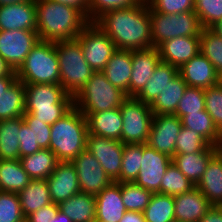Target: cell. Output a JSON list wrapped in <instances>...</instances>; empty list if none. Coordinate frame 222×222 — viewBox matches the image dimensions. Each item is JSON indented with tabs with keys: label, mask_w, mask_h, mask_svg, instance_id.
<instances>
[{
	"label": "cell",
	"mask_w": 222,
	"mask_h": 222,
	"mask_svg": "<svg viewBox=\"0 0 222 222\" xmlns=\"http://www.w3.org/2000/svg\"><path fill=\"white\" fill-rule=\"evenodd\" d=\"M17 80V76L0 77V95L6 93V90Z\"/></svg>",
	"instance_id": "obj_54"
},
{
	"label": "cell",
	"mask_w": 222,
	"mask_h": 222,
	"mask_svg": "<svg viewBox=\"0 0 222 222\" xmlns=\"http://www.w3.org/2000/svg\"><path fill=\"white\" fill-rule=\"evenodd\" d=\"M199 222H222V208L213 206Z\"/></svg>",
	"instance_id": "obj_51"
},
{
	"label": "cell",
	"mask_w": 222,
	"mask_h": 222,
	"mask_svg": "<svg viewBox=\"0 0 222 222\" xmlns=\"http://www.w3.org/2000/svg\"><path fill=\"white\" fill-rule=\"evenodd\" d=\"M19 160L32 180H46L59 162L49 149H40L32 155L20 157Z\"/></svg>",
	"instance_id": "obj_30"
},
{
	"label": "cell",
	"mask_w": 222,
	"mask_h": 222,
	"mask_svg": "<svg viewBox=\"0 0 222 222\" xmlns=\"http://www.w3.org/2000/svg\"><path fill=\"white\" fill-rule=\"evenodd\" d=\"M16 76V72L8 65V63L0 56V77Z\"/></svg>",
	"instance_id": "obj_55"
},
{
	"label": "cell",
	"mask_w": 222,
	"mask_h": 222,
	"mask_svg": "<svg viewBox=\"0 0 222 222\" xmlns=\"http://www.w3.org/2000/svg\"><path fill=\"white\" fill-rule=\"evenodd\" d=\"M119 222H146L143 212L126 211Z\"/></svg>",
	"instance_id": "obj_53"
},
{
	"label": "cell",
	"mask_w": 222,
	"mask_h": 222,
	"mask_svg": "<svg viewBox=\"0 0 222 222\" xmlns=\"http://www.w3.org/2000/svg\"><path fill=\"white\" fill-rule=\"evenodd\" d=\"M107 80L129 97L132 74V50L117 49L101 71Z\"/></svg>",
	"instance_id": "obj_23"
},
{
	"label": "cell",
	"mask_w": 222,
	"mask_h": 222,
	"mask_svg": "<svg viewBox=\"0 0 222 222\" xmlns=\"http://www.w3.org/2000/svg\"><path fill=\"white\" fill-rule=\"evenodd\" d=\"M179 74L189 87L207 89L219 83V74L201 52L179 67Z\"/></svg>",
	"instance_id": "obj_19"
},
{
	"label": "cell",
	"mask_w": 222,
	"mask_h": 222,
	"mask_svg": "<svg viewBox=\"0 0 222 222\" xmlns=\"http://www.w3.org/2000/svg\"><path fill=\"white\" fill-rule=\"evenodd\" d=\"M19 133L20 157L32 155L42 149L38 143H34L33 130L25 122L21 125Z\"/></svg>",
	"instance_id": "obj_49"
},
{
	"label": "cell",
	"mask_w": 222,
	"mask_h": 222,
	"mask_svg": "<svg viewBox=\"0 0 222 222\" xmlns=\"http://www.w3.org/2000/svg\"><path fill=\"white\" fill-rule=\"evenodd\" d=\"M209 145L199 133L182 126L175 143V155L201 152Z\"/></svg>",
	"instance_id": "obj_42"
},
{
	"label": "cell",
	"mask_w": 222,
	"mask_h": 222,
	"mask_svg": "<svg viewBox=\"0 0 222 222\" xmlns=\"http://www.w3.org/2000/svg\"><path fill=\"white\" fill-rule=\"evenodd\" d=\"M149 7L163 14L194 11L195 0H146Z\"/></svg>",
	"instance_id": "obj_47"
},
{
	"label": "cell",
	"mask_w": 222,
	"mask_h": 222,
	"mask_svg": "<svg viewBox=\"0 0 222 222\" xmlns=\"http://www.w3.org/2000/svg\"><path fill=\"white\" fill-rule=\"evenodd\" d=\"M143 144H124L120 177L115 181L134 182L141 168Z\"/></svg>",
	"instance_id": "obj_37"
},
{
	"label": "cell",
	"mask_w": 222,
	"mask_h": 222,
	"mask_svg": "<svg viewBox=\"0 0 222 222\" xmlns=\"http://www.w3.org/2000/svg\"><path fill=\"white\" fill-rule=\"evenodd\" d=\"M36 31L39 39L59 42L75 39L90 23L78 8L50 0H35Z\"/></svg>",
	"instance_id": "obj_2"
},
{
	"label": "cell",
	"mask_w": 222,
	"mask_h": 222,
	"mask_svg": "<svg viewBox=\"0 0 222 222\" xmlns=\"http://www.w3.org/2000/svg\"><path fill=\"white\" fill-rule=\"evenodd\" d=\"M180 119L183 127L199 133L209 144L222 148V133L206 110L188 113Z\"/></svg>",
	"instance_id": "obj_31"
},
{
	"label": "cell",
	"mask_w": 222,
	"mask_h": 222,
	"mask_svg": "<svg viewBox=\"0 0 222 222\" xmlns=\"http://www.w3.org/2000/svg\"><path fill=\"white\" fill-rule=\"evenodd\" d=\"M48 222H72V220L67 215L58 210L56 216Z\"/></svg>",
	"instance_id": "obj_56"
},
{
	"label": "cell",
	"mask_w": 222,
	"mask_h": 222,
	"mask_svg": "<svg viewBox=\"0 0 222 222\" xmlns=\"http://www.w3.org/2000/svg\"><path fill=\"white\" fill-rule=\"evenodd\" d=\"M144 0H89L88 19L94 22L103 13L119 8L138 5Z\"/></svg>",
	"instance_id": "obj_46"
},
{
	"label": "cell",
	"mask_w": 222,
	"mask_h": 222,
	"mask_svg": "<svg viewBox=\"0 0 222 222\" xmlns=\"http://www.w3.org/2000/svg\"><path fill=\"white\" fill-rule=\"evenodd\" d=\"M203 110H205V89L187 86L174 115L181 118L188 113Z\"/></svg>",
	"instance_id": "obj_41"
},
{
	"label": "cell",
	"mask_w": 222,
	"mask_h": 222,
	"mask_svg": "<svg viewBox=\"0 0 222 222\" xmlns=\"http://www.w3.org/2000/svg\"><path fill=\"white\" fill-rule=\"evenodd\" d=\"M74 107L73 96L60 84H25V113L49 125Z\"/></svg>",
	"instance_id": "obj_4"
},
{
	"label": "cell",
	"mask_w": 222,
	"mask_h": 222,
	"mask_svg": "<svg viewBox=\"0 0 222 222\" xmlns=\"http://www.w3.org/2000/svg\"><path fill=\"white\" fill-rule=\"evenodd\" d=\"M25 114V84L16 80L0 95V121L19 118Z\"/></svg>",
	"instance_id": "obj_35"
},
{
	"label": "cell",
	"mask_w": 222,
	"mask_h": 222,
	"mask_svg": "<svg viewBox=\"0 0 222 222\" xmlns=\"http://www.w3.org/2000/svg\"><path fill=\"white\" fill-rule=\"evenodd\" d=\"M35 0L0 6V31L36 30Z\"/></svg>",
	"instance_id": "obj_18"
},
{
	"label": "cell",
	"mask_w": 222,
	"mask_h": 222,
	"mask_svg": "<svg viewBox=\"0 0 222 222\" xmlns=\"http://www.w3.org/2000/svg\"><path fill=\"white\" fill-rule=\"evenodd\" d=\"M126 98V93L113 86L101 71H96L73 100L74 106L87 118L92 113L119 108Z\"/></svg>",
	"instance_id": "obj_5"
},
{
	"label": "cell",
	"mask_w": 222,
	"mask_h": 222,
	"mask_svg": "<svg viewBox=\"0 0 222 222\" xmlns=\"http://www.w3.org/2000/svg\"><path fill=\"white\" fill-rule=\"evenodd\" d=\"M175 222H199L213 207L195 186L186 193L174 196Z\"/></svg>",
	"instance_id": "obj_20"
},
{
	"label": "cell",
	"mask_w": 222,
	"mask_h": 222,
	"mask_svg": "<svg viewBox=\"0 0 222 222\" xmlns=\"http://www.w3.org/2000/svg\"><path fill=\"white\" fill-rule=\"evenodd\" d=\"M87 135V119L74 106L51 125L49 150L59 162H71L86 149Z\"/></svg>",
	"instance_id": "obj_3"
},
{
	"label": "cell",
	"mask_w": 222,
	"mask_h": 222,
	"mask_svg": "<svg viewBox=\"0 0 222 222\" xmlns=\"http://www.w3.org/2000/svg\"><path fill=\"white\" fill-rule=\"evenodd\" d=\"M186 88L187 84L178 73L150 105L153 114H174Z\"/></svg>",
	"instance_id": "obj_33"
},
{
	"label": "cell",
	"mask_w": 222,
	"mask_h": 222,
	"mask_svg": "<svg viewBox=\"0 0 222 222\" xmlns=\"http://www.w3.org/2000/svg\"><path fill=\"white\" fill-rule=\"evenodd\" d=\"M219 83L222 85V73L219 74Z\"/></svg>",
	"instance_id": "obj_59"
},
{
	"label": "cell",
	"mask_w": 222,
	"mask_h": 222,
	"mask_svg": "<svg viewBox=\"0 0 222 222\" xmlns=\"http://www.w3.org/2000/svg\"><path fill=\"white\" fill-rule=\"evenodd\" d=\"M152 47L175 37H200L203 27L194 11L163 14L150 8Z\"/></svg>",
	"instance_id": "obj_8"
},
{
	"label": "cell",
	"mask_w": 222,
	"mask_h": 222,
	"mask_svg": "<svg viewBox=\"0 0 222 222\" xmlns=\"http://www.w3.org/2000/svg\"><path fill=\"white\" fill-rule=\"evenodd\" d=\"M205 110L222 133V85L220 83L205 89Z\"/></svg>",
	"instance_id": "obj_45"
},
{
	"label": "cell",
	"mask_w": 222,
	"mask_h": 222,
	"mask_svg": "<svg viewBox=\"0 0 222 222\" xmlns=\"http://www.w3.org/2000/svg\"><path fill=\"white\" fill-rule=\"evenodd\" d=\"M158 48L132 50V74L129 85V97H136L151 79L156 65L160 61Z\"/></svg>",
	"instance_id": "obj_17"
},
{
	"label": "cell",
	"mask_w": 222,
	"mask_h": 222,
	"mask_svg": "<svg viewBox=\"0 0 222 222\" xmlns=\"http://www.w3.org/2000/svg\"><path fill=\"white\" fill-rule=\"evenodd\" d=\"M194 187L195 185L171 162L161 180V194L176 196Z\"/></svg>",
	"instance_id": "obj_39"
},
{
	"label": "cell",
	"mask_w": 222,
	"mask_h": 222,
	"mask_svg": "<svg viewBox=\"0 0 222 222\" xmlns=\"http://www.w3.org/2000/svg\"><path fill=\"white\" fill-rule=\"evenodd\" d=\"M117 49L152 48L150 7L146 0L127 8L109 10L95 21Z\"/></svg>",
	"instance_id": "obj_1"
},
{
	"label": "cell",
	"mask_w": 222,
	"mask_h": 222,
	"mask_svg": "<svg viewBox=\"0 0 222 222\" xmlns=\"http://www.w3.org/2000/svg\"><path fill=\"white\" fill-rule=\"evenodd\" d=\"M52 203L60 204L69 197L80 193L78 176L72 162H58L46 179Z\"/></svg>",
	"instance_id": "obj_16"
},
{
	"label": "cell",
	"mask_w": 222,
	"mask_h": 222,
	"mask_svg": "<svg viewBox=\"0 0 222 222\" xmlns=\"http://www.w3.org/2000/svg\"><path fill=\"white\" fill-rule=\"evenodd\" d=\"M16 76L24 84H60L55 43L39 40L16 71Z\"/></svg>",
	"instance_id": "obj_6"
},
{
	"label": "cell",
	"mask_w": 222,
	"mask_h": 222,
	"mask_svg": "<svg viewBox=\"0 0 222 222\" xmlns=\"http://www.w3.org/2000/svg\"><path fill=\"white\" fill-rule=\"evenodd\" d=\"M172 158L143 144L141 168L134 183L153 193H161V180Z\"/></svg>",
	"instance_id": "obj_14"
},
{
	"label": "cell",
	"mask_w": 222,
	"mask_h": 222,
	"mask_svg": "<svg viewBox=\"0 0 222 222\" xmlns=\"http://www.w3.org/2000/svg\"><path fill=\"white\" fill-rule=\"evenodd\" d=\"M196 187L213 206L222 203V148L210 159Z\"/></svg>",
	"instance_id": "obj_25"
},
{
	"label": "cell",
	"mask_w": 222,
	"mask_h": 222,
	"mask_svg": "<svg viewBox=\"0 0 222 222\" xmlns=\"http://www.w3.org/2000/svg\"><path fill=\"white\" fill-rule=\"evenodd\" d=\"M194 12L204 29L222 20V0H195Z\"/></svg>",
	"instance_id": "obj_43"
},
{
	"label": "cell",
	"mask_w": 222,
	"mask_h": 222,
	"mask_svg": "<svg viewBox=\"0 0 222 222\" xmlns=\"http://www.w3.org/2000/svg\"><path fill=\"white\" fill-rule=\"evenodd\" d=\"M119 108L123 120L121 142L123 144L147 143L153 118L150 105L136 97H127Z\"/></svg>",
	"instance_id": "obj_9"
},
{
	"label": "cell",
	"mask_w": 222,
	"mask_h": 222,
	"mask_svg": "<svg viewBox=\"0 0 222 222\" xmlns=\"http://www.w3.org/2000/svg\"><path fill=\"white\" fill-rule=\"evenodd\" d=\"M31 180L19 159H0V191L19 193Z\"/></svg>",
	"instance_id": "obj_34"
},
{
	"label": "cell",
	"mask_w": 222,
	"mask_h": 222,
	"mask_svg": "<svg viewBox=\"0 0 222 222\" xmlns=\"http://www.w3.org/2000/svg\"><path fill=\"white\" fill-rule=\"evenodd\" d=\"M157 48L161 61L179 68L200 52V37H175Z\"/></svg>",
	"instance_id": "obj_21"
},
{
	"label": "cell",
	"mask_w": 222,
	"mask_h": 222,
	"mask_svg": "<svg viewBox=\"0 0 222 222\" xmlns=\"http://www.w3.org/2000/svg\"><path fill=\"white\" fill-rule=\"evenodd\" d=\"M71 162L76 169L82 193L96 196L113 182L100 166L99 161L87 149L83 150Z\"/></svg>",
	"instance_id": "obj_12"
},
{
	"label": "cell",
	"mask_w": 222,
	"mask_h": 222,
	"mask_svg": "<svg viewBox=\"0 0 222 222\" xmlns=\"http://www.w3.org/2000/svg\"><path fill=\"white\" fill-rule=\"evenodd\" d=\"M174 210V196L153 193L143 216L146 222H175Z\"/></svg>",
	"instance_id": "obj_36"
},
{
	"label": "cell",
	"mask_w": 222,
	"mask_h": 222,
	"mask_svg": "<svg viewBox=\"0 0 222 222\" xmlns=\"http://www.w3.org/2000/svg\"><path fill=\"white\" fill-rule=\"evenodd\" d=\"M39 40L36 30L0 31V56L16 72Z\"/></svg>",
	"instance_id": "obj_11"
},
{
	"label": "cell",
	"mask_w": 222,
	"mask_h": 222,
	"mask_svg": "<svg viewBox=\"0 0 222 222\" xmlns=\"http://www.w3.org/2000/svg\"><path fill=\"white\" fill-rule=\"evenodd\" d=\"M86 149L99 161L113 182L120 177L124 150L121 141L88 134Z\"/></svg>",
	"instance_id": "obj_13"
},
{
	"label": "cell",
	"mask_w": 222,
	"mask_h": 222,
	"mask_svg": "<svg viewBox=\"0 0 222 222\" xmlns=\"http://www.w3.org/2000/svg\"><path fill=\"white\" fill-rule=\"evenodd\" d=\"M220 149L221 147L210 144L201 152L174 155L172 162L196 186L208 162Z\"/></svg>",
	"instance_id": "obj_24"
},
{
	"label": "cell",
	"mask_w": 222,
	"mask_h": 222,
	"mask_svg": "<svg viewBox=\"0 0 222 222\" xmlns=\"http://www.w3.org/2000/svg\"><path fill=\"white\" fill-rule=\"evenodd\" d=\"M30 0H0V6L2 5H9L13 3H19V2H26Z\"/></svg>",
	"instance_id": "obj_58"
},
{
	"label": "cell",
	"mask_w": 222,
	"mask_h": 222,
	"mask_svg": "<svg viewBox=\"0 0 222 222\" xmlns=\"http://www.w3.org/2000/svg\"><path fill=\"white\" fill-rule=\"evenodd\" d=\"M210 30L222 38V20L213 25Z\"/></svg>",
	"instance_id": "obj_57"
},
{
	"label": "cell",
	"mask_w": 222,
	"mask_h": 222,
	"mask_svg": "<svg viewBox=\"0 0 222 222\" xmlns=\"http://www.w3.org/2000/svg\"><path fill=\"white\" fill-rule=\"evenodd\" d=\"M55 50L59 60L60 85L74 97L95 71L86 62L77 38L56 42Z\"/></svg>",
	"instance_id": "obj_7"
},
{
	"label": "cell",
	"mask_w": 222,
	"mask_h": 222,
	"mask_svg": "<svg viewBox=\"0 0 222 222\" xmlns=\"http://www.w3.org/2000/svg\"><path fill=\"white\" fill-rule=\"evenodd\" d=\"M86 119L88 134L121 141L123 120L120 108L92 113Z\"/></svg>",
	"instance_id": "obj_26"
},
{
	"label": "cell",
	"mask_w": 222,
	"mask_h": 222,
	"mask_svg": "<svg viewBox=\"0 0 222 222\" xmlns=\"http://www.w3.org/2000/svg\"><path fill=\"white\" fill-rule=\"evenodd\" d=\"M153 192L134 182H121V196L127 211L143 212L150 203Z\"/></svg>",
	"instance_id": "obj_38"
},
{
	"label": "cell",
	"mask_w": 222,
	"mask_h": 222,
	"mask_svg": "<svg viewBox=\"0 0 222 222\" xmlns=\"http://www.w3.org/2000/svg\"><path fill=\"white\" fill-rule=\"evenodd\" d=\"M182 128L181 119L174 114H153L147 144L173 158L175 143Z\"/></svg>",
	"instance_id": "obj_15"
},
{
	"label": "cell",
	"mask_w": 222,
	"mask_h": 222,
	"mask_svg": "<svg viewBox=\"0 0 222 222\" xmlns=\"http://www.w3.org/2000/svg\"><path fill=\"white\" fill-rule=\"evenodd\" d=\"M200 52L213 64L218 74L222 73V38L210 29L200 35Z\"/></svg>",
	"instance_id": "obj_40"
},
{
	"label": "cell",
	"mask_w": 222,
	"mask_h": 222,
	"mask_svg": "<svg viewBox=\"0 0 222 222\" xmlns=\"http://www.w3.org/2000/svg\"><path fill=\"white\" fill-rule=\"evenodd\" d=\"M58 210L59 204L51 203L28 215L25 222H48L56 216Z\"/></svg>",
	"instance_id": "obj_50"
},
{
	"label": "cell",
	"mask_w": 222,
	"mask_h": 222,
	"mask_svg": "<svg viewBox=\"0 0 222 222\" xmlns=\"http://www.w3.org/2000/svg\"><path fill=\"white\" fill-rule=\"evenodd\" d=\"M23 117L0 121V159H20L19 135Z\"/></svg>",
	"instance_id": "obj_32"
},
{
	"label": "cell",
	"mask_w": 222,
	"mask_h": 222,
	"mask_svg": "<svg viewBox=\"0 0 222 222\" xmlns=\"http://www.w3.org/2000/svg\"><path fill=\"white\" fill-rule=\"evenodd\" d=\"M178 73L179 68L160 60L150 77L151 79L136 98L145 104L151 105Z\"/></svg>",
	"instance_id": "obj_27"
},
{
	"label": "cell",
	"mask_w": 222,
	"mask_h": 222,
	"mask_svg": "<svg viewBox=\"0 0 222 222\" xmlns=\"http://www.w3.org/2000/svg\"><path fill=\"white\" fill-rule=\"evenodd\" d=\"M78 8L88 17L89 0H50Z\"/></svg>",
	"instance_id": "obj_52"
},
{
	"label": "cell",
	"mask_w": 222,
	"mask_h": 222,
	"mask_svg": "<svg viewBox=\"0 0 222 222\" xmlns=\"http://www.w3.org/2000/svg\"><path fill=\"white\" fill-rule=\"evenodd\" d=\"M23 120L33 130L34 143H38L42 149H49L51 139V125L37 120L32 114L25 113Z\"/></svg>",
	"instance_id": "obj_48"
},
{
	"label": "cell",
	"mask_w": 222,
	"mask_h": 222,
	"mask_svg": "<svg viewBox=\"0 0 222 222\" xmlns=\"http://www.w3.org/2000/svg\"><path fill=\"white\" fill-rule=\"evenodd\" d=\"M0 222H25L18 193L0 191Z\"/></svg>",
	"instance_id": "obj_44"
},
{
	"label": "cell",
	"mask_w": 222,
	"mask_h": 222,
	"mask_svg": "<svg viewBox=\"0 0 222 222\" xmlns=\"http://www.w3.org/2000/svg\"><path fill=\"white\" fill-rule=\"evenodd\" d=\"M18 196L25 218L38 209L52 203L46 180H31L30 183L18 193Z\"/></svg>",
	"instance_id": "obj_29"
},
{
	"label": "cell",
	"mask_w": 222,
	"mask_h": 222,
	"mask_svg": "<svg viewBox=\"0 0 222 222\" xmlns=\"http://www.w3.org/2000/svg\"><path fill=\"white\" fill-rule=\"evenodd\" d=\"M59 210L67 215L72 222H95V195L78 193L59 204Z\"/></svg>",
	"instance_id": "obj_28"
},
{
	"label": "cell",
	"mask_w": 222,
	"mask_h": 222,
	"mask_svg": "<svg viewBox=\"0 0 222 222\" xmlns=\"http://www.w3.org/2000/svg\"><path fill=\"white\" fill-rule=\"evenodd\" d=\"M76 38L81 44L86 62L95 72L102 71L117 50L109 36L94 22H90Z\"/></svg>",
	"instance_id": "obj_10"
},
{
	"label": "cell",
	"mask_w": 222,
	"mask_h": 222,
	"mask_svg": "<svg viewBox=\"0 0 222 222\" xmlns=\"http://www.w3.org/2000/svg\"><path fill=\"white\" fill-rule=\"evenodd\" d=\"M96 221L119 222L127 211L121 196V182H112L95 196Z\"/></svg>",
	"instance_id": "obj_22"
}]
</instances>
